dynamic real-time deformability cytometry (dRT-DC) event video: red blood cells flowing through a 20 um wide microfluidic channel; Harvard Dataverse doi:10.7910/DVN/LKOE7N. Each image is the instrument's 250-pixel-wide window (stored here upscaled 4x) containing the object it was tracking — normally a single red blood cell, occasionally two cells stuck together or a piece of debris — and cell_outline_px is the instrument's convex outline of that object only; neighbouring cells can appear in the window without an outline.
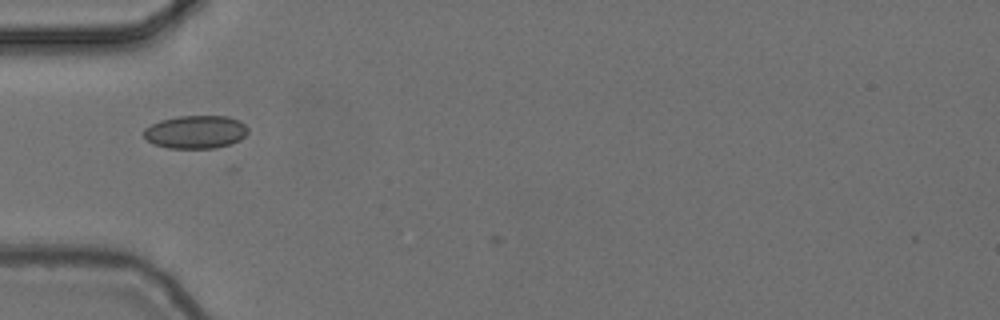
{"species": "common noctule bat (a hibernating species)", "species_latin": "Nyctalus noctula", "temperature_condition": "cold", "stored_images_in_passage": 10, "camera_frame_rate_fps": 3000, "um_per_image_px": 0.085, "animal": {"sex": "female", "body_mass_g": 24.6, "forearm_length_mm": 56.2}, "frame": {"image": 1, "passage_image": 8, "time_ms": 2.333, "image_size_px": [1000, 320], "cell_outline_px": [[248, 132], [240, 140], [216, 148], [168, 148], [156, 144], [148, 140], [144, 136], [144, 128], [160, 120], [180, 116], [228, 116], [240, 120], [248, 128]], "centroid_in_image_um": [16.65, 11.21], "position_along_channel_um": 68.3, "area_um2": 20.0}}